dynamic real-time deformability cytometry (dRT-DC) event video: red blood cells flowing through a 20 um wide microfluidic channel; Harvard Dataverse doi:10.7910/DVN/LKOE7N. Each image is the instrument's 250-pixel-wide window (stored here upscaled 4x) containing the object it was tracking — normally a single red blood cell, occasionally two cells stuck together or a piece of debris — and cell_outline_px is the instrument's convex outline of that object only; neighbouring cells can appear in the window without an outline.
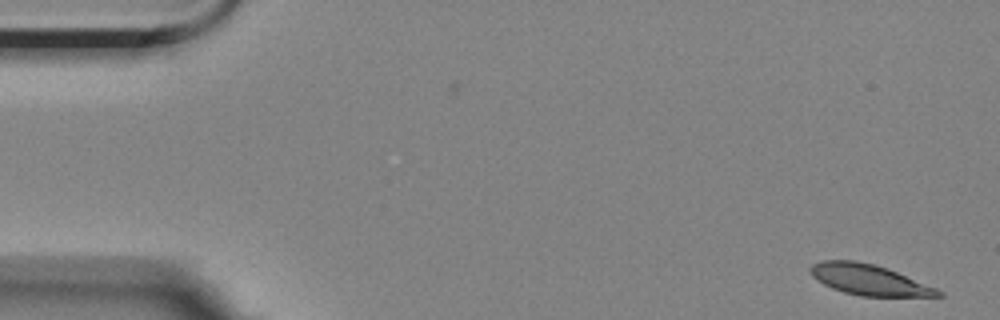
{"species": "Egyptian fruit bat (a non-hibernating species)", "species_latin": "Rousettus aegyptiacus", "temperature_condition": "room temperature", "stored_images_in_passage": 4, "camera_frame_rate_fps": 3000, "um_per_image_px": 0.085, "animal": {"sex": "female"}, "frame": {"image": 1, "passage_image": 1, "time_ms": 0.0, "image_size_px": [1000, 320], "cell_outline_px": [[944, 296], [860, 296], [844, 292], [832, 288], [824, 284], [812, 276], [808, 268], [812, 264], [824, 260], [856, 260], [888, 268], [936, 288], [944, 292]], "centroid_in_image_um": [73.85, 23.77], "position_along_channel_um": 11.1, "area_um2": 22.72}}